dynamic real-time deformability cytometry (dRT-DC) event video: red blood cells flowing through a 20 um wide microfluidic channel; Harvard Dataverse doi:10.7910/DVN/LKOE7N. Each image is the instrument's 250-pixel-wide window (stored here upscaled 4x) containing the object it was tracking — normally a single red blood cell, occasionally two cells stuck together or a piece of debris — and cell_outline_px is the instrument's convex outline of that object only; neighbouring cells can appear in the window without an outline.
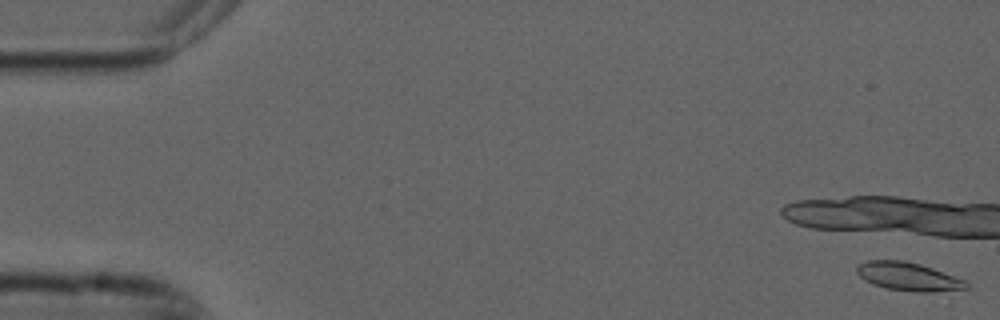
{"species": "common noctule bat (a hibernating species)", "species_latin": "Nyctalus noctula", "temperature_condition": "cold", "stored_images_in_passage": 14, "camera_frame_rate_fps": 3000, "um_per_image_px": 0.085, "animal": {"sex": "male", "forearm_length_mm": 52.5}, "frame": {"image": 1, "passage_image": 1, "time_ms": 0.0, "image_size_px": [1000, 320], "cell_outline_px": [[968, 288], [928, 292], [916, 292], [888, 288], [872, 284], [864, 280], [856, 272], [856, 268], [860, 264], [868, 260], [904, 260], [920, 264], [932, 268], [964, 280], [968, 284]], "centroid_in_image_um": [77.17, 23.5], "position_along_channel_um": 7.8, "area_um2": 17.8}}